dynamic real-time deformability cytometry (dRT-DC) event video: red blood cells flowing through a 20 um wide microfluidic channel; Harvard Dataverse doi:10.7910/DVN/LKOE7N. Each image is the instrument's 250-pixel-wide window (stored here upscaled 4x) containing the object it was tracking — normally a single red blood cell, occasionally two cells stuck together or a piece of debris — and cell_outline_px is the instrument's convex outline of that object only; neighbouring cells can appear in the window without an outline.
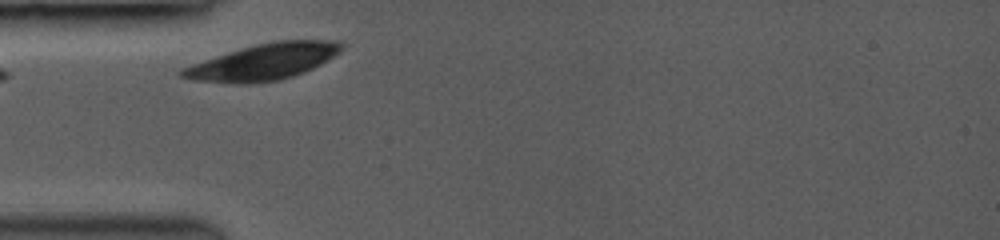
{"species": "common noctule bat (a hibernating species)", "species_latin": "Nyctalus noctula", "temperature_condition": "room temperature", "stored_images_in_passage": 2, "camera_frame_rate_fps": 3000, "um_per_image_px": 0.085, "animal": {"sex": "female", "body_mass_g": 19.0, "forearm_length_mm": 53.3}, "frame": {"image": 1, "passage_image": 1, "time_ms": 0.0, "image_size_px": [1000, 240], "cell_outline_px": [[344, 48], [340, 52], [328, 60], [304, 72], [292, 76], [276, 80], [248, 84], [236, 84], [192, 80], [180, 76], [176, 72], [180, 68], [204, 60], [256, 44], [276, 40], [340, 40], [344, 44]], "centroid_in_image_um": [22.39, 5.26], "position_along_channel_um": 62.6, "area_um2": 33.58}}